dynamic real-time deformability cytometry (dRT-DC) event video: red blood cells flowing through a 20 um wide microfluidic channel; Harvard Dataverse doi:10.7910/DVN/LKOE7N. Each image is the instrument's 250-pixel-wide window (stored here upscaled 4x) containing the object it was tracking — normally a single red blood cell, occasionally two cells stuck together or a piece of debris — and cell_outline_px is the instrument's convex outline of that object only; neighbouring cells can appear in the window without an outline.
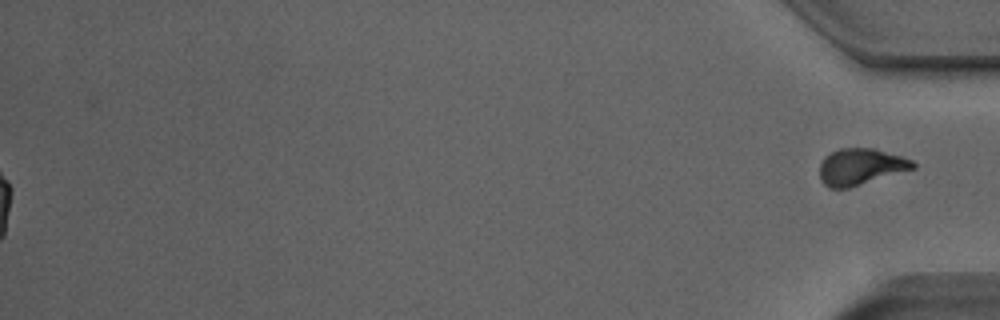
{"species": "Egyptian fruit bat (a non-hibernating species)", "species_latin": "Rousettus aegyptiacus", "temperature_condition": "room temperature", "stored_images_in_passage": 53, "segment_of_instrument_passage": [2, 2], "camera_frame_rate_fps": 3000, "um_per_image_px": 0.085, "animal": {"sex": "male"}, "frame": {"image": 1, "passage_image": 53, "time_ms": 17.333, "image_size_px": [1000, 320], "cell_outline_px": [[916, 168], [848, 188], [828, 188], [820, 180], [820, 164], [824, 156], [840, 148], [876, 148], [912, 160], [916, 164]], "centroid_in_image_um": [73.14, 14.17], "position_along_channel_um": 362.1, "area_um2": 19.83}}